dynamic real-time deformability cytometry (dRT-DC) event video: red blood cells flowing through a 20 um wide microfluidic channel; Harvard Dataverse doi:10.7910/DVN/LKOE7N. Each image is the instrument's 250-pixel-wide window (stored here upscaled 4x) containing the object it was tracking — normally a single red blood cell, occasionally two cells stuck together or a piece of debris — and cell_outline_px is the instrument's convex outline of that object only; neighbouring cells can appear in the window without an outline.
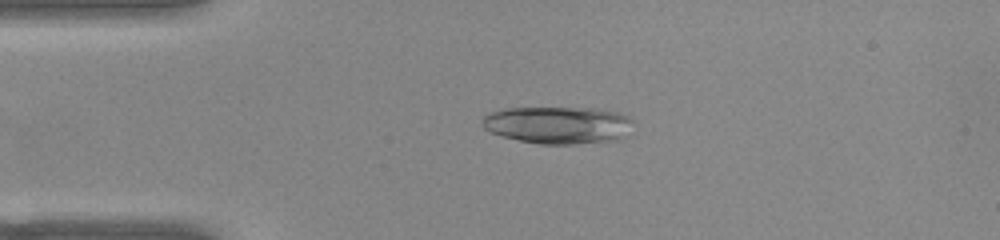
{"species": "common noctule bat (a hibernating species)", "species_latin": "Nyctalus noctula", "temperature_condition": "warm", "stored_images_in_passage": 50, "camera_frame_rate_fps": 3000, "um_per_image_px": 0.085, "animal": {"sex": "female", "body_mass_g": 22.0, "forearm_length_mm": 56.7}, "frame": {"image": 1, "passage_image": 10, "time_ms": 3.0, "image_size_px": [1000, 240], "cell_outline_px": [[632, 120], [624, 136], [616, 140], [576, 144], [540, 144], [500, 136], [484, 128], [480, 124], [480, 120], [488, 112], [508, 108], [596, 108], [620, 112], [628, 116]], "centroid_in_image_um": [47.38, 10.62], "position_along_channel_um": 37.6, "area_um2": 32.89}}